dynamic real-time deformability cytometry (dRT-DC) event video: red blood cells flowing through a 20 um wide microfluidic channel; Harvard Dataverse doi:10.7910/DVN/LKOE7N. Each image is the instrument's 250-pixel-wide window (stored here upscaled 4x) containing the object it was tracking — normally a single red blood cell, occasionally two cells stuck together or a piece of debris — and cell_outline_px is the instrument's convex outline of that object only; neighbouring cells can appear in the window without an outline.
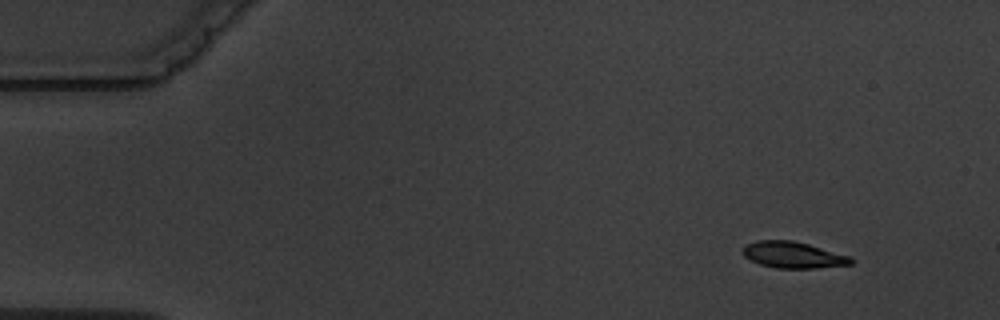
{"species": "common noctule bat (a hibernating species)", "species_latin": "Nyctalus noctula", "temperature_condition": "warm", "stored_images_in_passage": 4, "camera_frame_rate_fps": 3000, "um_per_image_px": 0.085, "animal": {"sex": "male", "body_mass_g": 19.5, "forearm_length_mm": 54.6}, "frame": {"image": 1, "passage_image": 1, "time_ms": 0.0, "image_size_px": [1000, 320], "cell_outline_px": [[856, 260], [852, 264], [816, 268], [776, 268], [760, 264], [744, 256], [744, 244], [756, 240], [792, 240], [808, 244], [852, 256]], "centroid_in_image_um": [67.46, 21.66], "position_along_channel_um": 17.5, "area_um2": 16.7}}
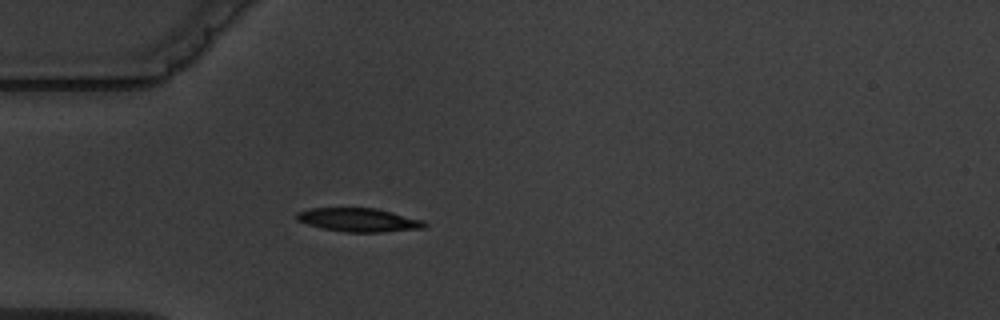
{"frame": {"image": 2, "passage_image": 4, "time_ms": 3.667, "image_size_px": [1000, 320], "cell_outline_px": [[428, 224], [424, 228], [384, 232], [344, 232], [324, 228], [308, 224], [296, 220], [296, 212], [308, 208], [376, 208], [424, 220]], "centroid_in_image_um": [30.5, 18.69], "position_along_channel_um": 54.5, "area_um2": 17.63}}